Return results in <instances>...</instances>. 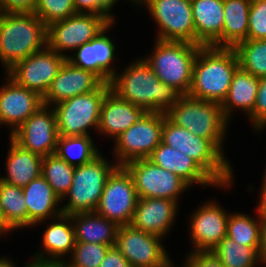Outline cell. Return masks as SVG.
<instances>
[{
    "mask_svg": "<svg viewBox=\"0 0 266 267\" xmlns=\"http://www.w3.org/2000/svg\"><path fill=\"white\" fill-rule=\"evenodd\" d=\"M3 13L34 12L37 0H0Z\"/></svg>",
    "mask_w": 266,
    "mask_h": 267,
    "instance_id": "7bdbcfd3",
    "label": "cell"
},
{
    "mask_svg": "<svg viewBox=\"0 0 266 267\" xmlns=\"http://www.w3.org/2000/svg\"><path fill=\"white\" fill-rule=\"evenodd\" d=\"M53 220L55 222H51L42 234L41 248L44 251L41 250L36 253L34 259L63 262L66 260L65 256L71 254L75 246L76 241L71 216L61 214Z\"/></svg>",
    "mask_w": 266,
    "mask_h": 267,
    "instance_id": "484cf974",
    "label": "cell"
},
{
    "mask_svg": "<svg viewBox=\"0 0 266 267\" xmlns=\"http://www.w3.org/2000/svg\"><path fill=\"white\" fill-rule=\"evenodd\" d=\"M166 116L194 135L211 140L225 153L223 142L230 124L222 113L221 104L182 95Z\"/></svg>",
    "mask_w": 266,
    "mask_h": 267,
    "instance_id": "5b68a950",
    "label": "cell"
},
{
    "mask_svg": "<svg viewBox=\"0 0 266 267\" xmlns=\"http://www.w3.org/2000/svg\"><path fill=\"white\" fill-rule=\"evenodd\" d=\"M147 113L144 108L119 98L109 90L103 99L97 132L108 135L114 141Z\"/></svg>",
    "mask_w": 266,
    "mask_h": 267,
    "instance_id": "603a6c76",
    "label": "cell"
},
{
    "mask_svg": "<svg viewBox=\"0 0 266 267\" xmlns=\"http://www.w3.org/2000/svg\"><path fill=\"white\" fill-rule=\"evenodd\" d=\"M103 81L93 72L74 66L67 59L43 97V104L54 106L59 102L96 90Z\"/></svg>",
    "mask_w": 266,
    "mask_h": 267,
    "instance_id": "ffe728a7",
    "label": "cell"
},
{
    "mask_svg": "<svg viewBox=\"0 0 266 267\" xmlns=\"http://www.w3.org/2000/svg\"><path fill=\"white\" fill-rule=\"evenodd\" d=\"M74 171L75 166L69 165L56 154L43 157L41 175L60 200L64 198L71 187Z\"/></svg>",
    "mask_w": 266,
    "mask_h": 267,
    "instance_id": "e575fe53",
    "label": "cell"
},
{
    "mask_svg": "<svg viewBox=\"0 0 266 267\" xmlns=\"http://www.w3.org/2000/svg\"><path fill=\"white\" fill-rule=\"evenodd\" d=\"M76 242L115 246L119 226L96 212L71 214ZM75 224V225H74Z\"/></svg>",
    "mask_w": 266,
    "mask_h": 267,
    "instance_id": "f1b7e54d",
    "label": "cell"
},
{
    "mask_svg": "<svg viewBox=\"0 0 266 267\" xmlns=\"http://www.w3.org/2000/svg\"><path fill=\"white\" fill-rule=\"evenodd\" d=\"M15 263L10 259L7 258V256L0 257V267H16Z\"/></svg>",
    "mask_w": 266,
    "mask_h": 267,
    "instance_id": "681fc988",
    "label": "cell"
},
{
    "mask_svg": "<svg viewBox=\"0 0 266 267\" xmlns=\"http://www.w3.org/2000/svg\"><path fill=\"white\" fill-rule=\"evenodd\" d=\"M53 267H71L65 261L63 262H55L53 261Z\"/></svg>",
    "mask_w": 266,
    "mask_h": 267,
    "instance_id": "816d5d0a",
    "label": "cell"
},
{
    "mask_svg": "<svg viewBox=\"0 0 266 267\" xmlns=\"http://www.w3.org/2000/svg\"><path fill=\"white\" fill-rule=\"evenodd\" d=\"M212 251L224 267H256L261 263L264 265L261 254L254 247L241 245L227 236Z\"/></svg>",
    "mask_w": 266,
    "mask_h": 267,
    "instance_id": "d6a6232c",
    "label": "cell"
},
{
    "mask_svg": "<svg viewBox=\"0 0 266 267\" xmlns=\"http://www.w3.org/2000/svg\"><path fill=\"white\" fill-rule=\"evenodd\" d=\"M88 135L59 136L55 154L69 165H84L100 154Z\"/></svg>",
    "mask_w": 266,
    "mask_h": 267,
    "instance_id": "1f68e13d",
    "label": "cell"
},
{
    "mask_svg": "<svg viewBox=\"0 0 266 267\" xmlns=\"http://www.w3.org/2000/svg\"><path fill=\"white\" fill-rule=\"evenodd\" d=\"M66 59L46 46L19 61L5 73L18 85L44 97Z\"/></svg>",
    "mask_w": 266,
    "mask_h": 267,
    "instance_id": "5bb4252c",
    "label": "cell"
},
{
    "mask_svg": "<svg viewBox=\"0 0 266 267\" xmlns=\"http://www.w3.org/2000/svg\"><path fill=\"white\" fill-rule=\"evenodd\" d=\"M128 1H129V2L131 1L130 3H134L136 0H128Z\"/></svg>",
    "mask_w": 266,
    "mask_h": 267,
    "instance_id": "db71d44e",
    "label": "cell"
},
{
    "mask_svg": "<svg viewBox=\"0 0 266 267\" xmlns=\"http://www.w3.org/2000/svg\"><path fill=\"white\" fill-rule=\"evenodd\" d=\"M259 196V206H257L256 211L259 214L260 221H266V194H260Z\"/></svg>",
    "mask_w": 266,
    "mask_h": 267,
    "instance_id": "bcb514c9",
    "label": "cell"
},
{
    "mask_svg": "<svg viewBox=\"0 0 266 267\" xmlns=\"http://www.w3.org/2000/svg\"><path fill=\"white\" fill-rule=\"evenodd\" d=\"M178 206V202L167 198H139L130 225L163 238L174 225Z\"/></svg>",
    "mask_w": 266,
    "mask_h": 267,
    "instance_id": "44dd1931",
    "label": "cell"
},
{
    "mask_svg": "<svg viewBox=\"0 0 266 267\" xmlns=\"http://www.w3.org/2000/svg\"><path fill=\"white\" fill-rule=\"evenodd\" d=\"M162 143L194 159L220 186L233 183V169L223 152L211 140L174 124L166 113Z\"/></svg>",
    "mask_w": 266,
    "mask_h": 267,
    "instance_id": "277c9868",
    "label": "cell"
},
{
    "mask_svg": "<svg viewBox=\"0 0 266 267\" xmlns=\"http://www.w3.org/2000/svg\"><path fill=\"white\" fill-rule=\"evenodd\" d=\"M255 131L266 128V76L259 78V88L253 112L248 116ZM262 129V130H261Z\"/></svg>",
    "mask_w": 266,
    "mask_h": 267,
    "instance_id": "60d3db41",
    "label": "cell"
},
{
    "mask_svg": "<svg viewBox=\"0 0 266 267\" xmlns=\"http://www.w3.org/2000/svg\"><path fill=\"white\" fill-rule=\"evenodd\" d=\"M134 4L146 6L159 27L156 39L195 44L191 0H136Z\"/></svg>",
    "mask_w": 266,
    "mask_h": 267,
    "instance_id": "30bf717a",
    "label": "cell"
},
{
    "mask_svg": "<svg viewBox=\"0 0 266 267\" xmlns=\"http://www.w3.org/2000/svg\"><path fill=\"white\" fill-rule=\"evenodd\" d=\"M32 260L30 263H26L25 267H53V261L38 260L34 258Z\"/></svg>",
    "mask_w": 266,
    "mask_h": 267,
    "instance_id": "c3c4849f",
    "label": "cell"
},
{
    "mask_svg": "<svg viewBox=\"0 0 266 267\" xmlns=\"http://www.w3.org/2000/svg\"><path fill=\"white\" fill-rule=\"evenodd\" d=\"M132 175L139 198H167L179 203L182 192L191 186L180 176L157 166L148 158L124 166Z\"/></svg>",
    "mask_w": 266,
    "mask_h": 267,
    "instance_id": "4fadbf2b",
    "label": "cell"
},
{
    "mask_svg": "<svg viewBox=\"0 0 266 267\" xmlns=\"http://www.w3.org/2000/svg\"><path fill=\"white\" fill-rule=\"evenodd\" d=\"M260 254L266 264V221H260Z\"/></svg>",
    "mask_w": 266,
    "mask_h": 267,
    "instance_id": "f6af8a7d",
    "label": "cell"
},
{
    "mask_svg": "<svg viewBox=\"0 0 266 267\" xmlns=\"http://www.w3.org/2000/svg\"><path fill=\"white\" fill-rule=\"evenodd\" d=\"M262 188L260 189V194H266V168H265V174L263 178V184L261 186Z\"/></svg>",
    "mask_w": 266,
    "mask_h": 267,
    "instance_id": "f907efd6",
    "label": "cell"
},
{
    "mask_svg": "<svg viewBox=\"0 0 266 267\" xmlns=\"http://www.w3.org/2000/svg\"><path fill=\"white\" fill-rule=\"evenodd\" d=\"M2 13V7H1V4H0V14Z\"/></svg>",
    "mask_w": 266,
    "mask_h": 267,
    "instance_id": "11a10c76",
    "label": "cell"
},
{
    "mask_svg": "<svg viewBox=\"0 0 266 267\" xmlns=\"http://www.w3.org/2000/svg\"><path fill=\"white\" fill-rule=\"evenodd\" d=\"M110 90L119 98L148 112L166 113L182 96L174 87L160 81L142 58L112 76Z\"/></svg>",
    "mask_w": 266,
    "mask_h": 267,
    "instance_id": "6da1fadb",
    "label": "cell"
},
{
    "mask_svg": "<svg viewBox=\"0 0 266 267\" xmlns=\"http://www.w3.org/2000/svg\"><path fill=\"white\" fill-rule=\"evenodd\" d=\"M175 264L171 261L168 265H166L165 267H175Z\"/></svg>",
    "mask_w": 266,
    "mask_h": 267,
    "instance_id": "f5cc1de1",
    "label": "cell"
},
{
    "mask_svg": "<svg viewBox=\"0 0 266 267\" xmlns=\"http://www.w3.org/2000/svg\"><path fill=\"white\" fill-rule=\"evenodd\" d=\"M138 200L132 175L118 166L108 177L95 212L118 226L130 225Z\"/></svg>",
    "mask_w": 266,
    "mask_h": 267,
    "instance_id": "8fae6325",
    "label": "cell"
},
{
    "mask_svg": "<svg viewBox=\"0 0 266 267\" xmlns=\"http://www.w3.org/2000/svg\"><path fill=\"white\" fill-rule=\"evenodd\" d=\"M109 90L110 85L103 82L92 92L77 95L54 105L59 136H91L90 129H95L97 132L101 106Z\"/></svg>",
    "mask_w": 266,
    "mask_h": 267,
    "instance_id": "ba28073f",
    "label": "cell"
},
{
    "mask_svg": "<svg viewBox=\"0 0 266 267\" xmlns=\"http://www.w3.org/2000/svg\"><path fill=\"white\" fill-rule=\"evenodd\" d=\"M258 88L259 78L239 66L233 75L227 97L221 104L224 117L230 121L236 109L249 116L255 106Z\"/></svg>",
    "mask_w": 266,
    "mask_h": 267,
    "instance_id": "4316f807",
    "label": "cell"
},
{
    "mask_svg": "<svg viewBox=\"0 0 266 267\" xmlns=\"http://www.w3.org/2000/svg\"><path fill=\"white\" fill-rule=\"evenodd\" d=\"M266 39V0H252L247 40Z\"/></svg>",
    "mask_w": 266,
    "mask_h": 267,
    "instance_id": "f35d334b",
    "label": "cell"
},
{
    "mask_svg": "<svg viewBox=\"0 0 266 267\" xmlns=\"http://www.w3.org/2000/svg\"><path fill=\"white\" fill-rule=\"evenodd\" d=\"M157 166L180 176L190 186H217L230 188V185L220 186L194 159L172 147L160 143L148 157Z\"/></svg>",
    "mask_w": 266,
    "mask_h": 267,
    "instance_id": "7402d4cb",
    "label": "cell"
},
{
    "mask_svg": "<svg viewBox=\"0 0 266 267\" xmlns=\"http://www.w3.org/2000/svg\"><path fill=\"white\" fill-rule=\"evenodd\" d=\"M6 160V176L0 180L11 185L24 187L41 176L43 157L25 150L11 138Z\"/></svg>",
    "mask_w": 266,
    "mask_h": 267,
    "instance_id": "83f0119b",
    "label": "cell"
},
{
    "mask_svg": "<svg viewBox=\"0 0 266 267\" xmlns=\"http://www.w3.org/2000/svg\"><path fill=\"white\" fill-rule=\"evenodd\" d=\"M22 190L28 211L29 228L43 223L49 217L51 220L62 214V208H58L62 201L42 175L22 187Z\"/></svg>",
    "mask_w": 266,
    "mask_h": 267,
    "instance_id": "d4e9b609",
    "label": "cell"
},
{
    "mask_svg": "<svg viewBox=\"0 0 266 267\" xmlns=\"http://www.w3.org/2000/svg\"><path fill=\"white\" fill-rule=\"evenodd\" d=\"M34 13L46 26L76 14L73 0H37Z\"/></svg>",
    "mask_w": 266,
    "mask_h": 267,
    "instance_id": "74e56055",
    "label": "cell"
},
{
    "mask_svg": "<svg viewBox=\"0 0 266 267\" xmlns=\"http://www.w3.org/2000/svg\"><path fill=\"white\" fill-rule=\"evenodd\" d=\"M251 2L252 0H223L222 47L234 48L239 42L247 40Z\"/></svg>",
    "mask_w": 266,
    "mask_h": 267,
    "instance_id": "f546056e",
    "label": "cell"
},
{
    "mask_svg": "<svg viewBox=\"0 0 266 267\" xmlns=\"http://www.w3.org/2000/svg\"><path fill=\"white\" fill-rule=\"evenodd\" d=\"M110 23L100 15L76 13L47 26V46L68 58L64 51H73L90 42Z\"/></svg>",
    "mask_w": 266,
    "mask_h": 267,
    "instance_id": "7c38bea8",
    "label": "cell"
},
{
    "mask_svg": "<svg viewBox=\"0 0 266 267\" xmlns=\"http://www.w3.org/2000/svg\"><path fill=\"white\" fill-rule=\"evenodd\" d=\"M195 44L222 47L223 0H191Z\"/></svg>",
    "mask_w": 266,
    "mask_h": 267,
    "instance_id": "cb8c5ba5",
    "label": "cell"
},
{
    "mask_svg": "<svg viewBox=\"0 0 266 267\" xmlns=\"http://www.w3.org/2000/svg\"><path fill=\"white\" fill-rule=\"evenodd\" d=\"M47 46V26L34 12L0 14V61L6 72Z\"/></svg>",
    "mask_w": 266,
    "mask_h": 267,
    "instance_id": "3957f363",
    "label": "cell"
},
{
    "mask_svg": "<svg viewBox=\"0 0 266 267\" xmlns=\"http://www.w3.org/2000/svg\"><path fill=\"white\" fill-rule=\"evenodd\" d=\"M239 60V66L261 78L266 76V39L244 40L234 47Z\"/></svg>",
    "mask_w": 266,
    "mask_h": 267,
    "instance_id": "d590c367",
    "label": "cell"
},
{
    "mask_svg": "<svg viewBox=\"0 0 266 267\" xmlns=\"http://www.w3.org/2000/svg\"><path fill=\"white\" fill-rule=\"evenodd\" d=\"M0 204L6 223L13 230L28 228V211L22 187L0 180Z\"/></svg>",
    "mask_w": 266,
    "mask_h": 267,
    "instance_id": "4dcf8cb0",
    "label": "cell"
},
{
    "mask_svg": "<svg viewBox=\"0 0 266 267\" xmlns=\"http://www.w3.org/2000/svg\"><path fill=\"white\" fill-rule=\"evenodd\" d=\"M239 67L234 48L202 46L193 64L189 96L222 104Z\"/></svg>",
    "mask_w": 266,
    "mask_h": 267,
    "instance_id": "7a4b0ae2",
    "label": "cell"
},
{
    "mask_svg": "<svg viewBox=\"0 0 266 267\" xmlns=\"http://www.w3.org/2000/svg\"><path fill=\"white\" fill-rule=\"evenodd\" d=\"M105 158L100 153L90 162L75 166L71 187L61 200L69 198L61 207L62 214L95 212L108 177L118 167Z\"/></svg>",
    "mask_w": 266,
    "mask_h": 267,
    "instance_id": "52a82bcc",
    "label": "cell"
},
{
    "mask_svg": "<svg viewBox=\"0 0 266 267\" xmlns=\"http://www.w3.org/2000/svg\"><path fill=\"white\" fill-rule=\"evenodd\" d=\"M118 0H73L76 13L96 14L103 16L109 23H115L111 13Z\"/></svg>",
    "mask_w": 266,
    "mask_h": 267,
    "instance_id": "ab89813d",
    "label": "cell"
},
{
    "mask_svg": "<svg viewBox=\"0 0 266 267\" xmlns=\"http://www.w3.org/2000/svg\"><path fill=\"white\" fill-rule=\"evenodd\" d=\"M110 247L112 246L75 242V246L70 255V262L68 260H65V262L71 267H99Z\"/></svg>",
    "mask_w": 266,
    "mask_h": 267,
    "instance_id": "8d00e7d4",
    "label": "cell"
},
{
    "mask_svg": "<svg viewBox=\"0 0 266 267\" xmlns=\"http://www.w3.org/2000/svg\"><path fill=\"white\" fill-rule=\"evenodd\" d=\"M165 119L163 112H148L114 140V155L118 166L148 158L162 142Z\"/></svg>",
    "mask_w": 266,
    "mask_h": 267,
    "instance_id": "9c48e42d",
    "label": "cell"
},
{
    "mask_svg": "<svg viewBox=\"0 0 266 267\" xmlns=\"http://www.w3.org/2000/svg\"><path fill=\"white\" fill-rule=\"evenodd\" d=\"M218 203L207 201L191 215L190 240L194 251H212L226 236L229 213Z\"/></svg>",
    "mask_w": 266,
    "mask_h": 267,
    "instance_id": "e0dca14e",
    "label": "cell"
},
{
    "mask_svg": "<svg viewBox=\"0 0 266 267\" xmlns=\"http://www.w3.org/2000/svg\"><path fill=\"white\" fill-rule=\"evenodd\" d=\"M243 213H232L228 216L226 236L235 242L254 247L260 253V218Z\"/></svg>",
    "mask_w": 266,
    "mask_h": 267,
    "instance_id": "836d02e7",
    "label": "cell"
},
{
    "mask_svg": "<svg viewBox=\"0 0 266 267\" xmlns=\"http://www.w3.org/2000/svg\"><path fill=\"white\" fill-rule=\"evenodd\" d=\"M113 25L115 24L110 23L94 39L77 48L76 53L68 55L67 58L74 66L93 72L108 84L116 73V68L111 64L116 58V46L106 35Z\"/></svg>",
    "mask_w": 266,
    "mask_h": 267,
    "instance_id": "ac0fdd59",
    "label": "cell"
},
{
    "mask_svg": "<svg viewBox=\"0 0 266 267\" xmlns=\"http://www.w3.org/2000/svg\"><path fill=\"white\" fill-rule=\"evenodd\" d=\"M162 239L125 225L118 228L115 246L133 267H165L172 260Z\"/></svg>",
    "mask_w": 266,
    "mask_h": 267,
    "instance_id": "9a60e30c",
    "label": "cell"
},
{
    "mask_svg": "<svg viewBox=\"0 0 266 267\" xmlns=\"http://www.w3.org/2000/svg\"><path fill=\"white\" fill-rule=\"evenodd\" d=\"M9 136L23 149L41 157L55 154L59 134L53 107L43 105Z\"/></svg>",
    "mask_w": 266,
    "mask_h": 267,
    "instance_id": "2e32d148",
    "label": "cell"
},
{
    "mask_svg": "<svg viewBox=\"0 0 266 267\" xmlns=\"http://www.w3.org/2000/svg\"><path fill=\"white\" fill-rule=\"evenodd\" d=\"M181 267H224L213 251H191Z\"/></svg>",
    "mask_w": 266,
    "mask_h": 267,
    "instance_id": "b9f144b4",
    "label": "cell"
},
{
    "mask_svg": "<svg viewBox=\"0 0 266 267\" xmlns=\"http://www.w3.org/2000/svg\"><path fill=\"white\" fill-rule=\"evenodd\" d=\"M10 231H13V229L6 223L4 212L2 209V206L0 204V236H3L5 234H9Z\"/></svg>",
    "mask_w": 266,
    "mask_h": 267,
    "instance_id": "7dc6e473",
    "label": "cell"
},
{
    "mask_svg": "<svg viewBox=\"0 0 266 267\" xmlns=\"http://www.w3.org/2000/svg\"><path fill=\"white\" fill-rule=\"evenodd\" d=\"M6 84L0 88V125L9 126L12 134L43 104L38 93L18 85L8 75Z\"/></svg>",
    "mask_w": 266,
    "mask_h": 267,
    "instance_id": "d6986e66",
    "label": "cell"
},
{
    "mask_svg": "<svg viewBox=\"0 0 266 267\" xmlns=\"http://www.w3.org/2000/svg\"><path fill=\"white\" fill-rule=\"evenodd\" d=\"M99 267H133L122 253L112 246L109 248Z\"/></svg>",
    "mask_w": 266,
    "mask_h": 267,
    "instance_id": "ee69618b",
    "label": "cell"
},
{
    "mask_svg": "<svg viewBox=\"0 0 266 267\" xmlns=\"http://www.w3.org/2000/svg\"><path fill=\"white\" fill-rule=\"evenodd\" d=\"M201 45L185 41L156 39L153 52L143 59L160 81L188 95L192 85L193 64Z\"/></svg>",
    "mask_w": 266,
    "mask_h": 267,
    "instance_id": "8992f818",
    "label": "cell"
}]
</instances>
